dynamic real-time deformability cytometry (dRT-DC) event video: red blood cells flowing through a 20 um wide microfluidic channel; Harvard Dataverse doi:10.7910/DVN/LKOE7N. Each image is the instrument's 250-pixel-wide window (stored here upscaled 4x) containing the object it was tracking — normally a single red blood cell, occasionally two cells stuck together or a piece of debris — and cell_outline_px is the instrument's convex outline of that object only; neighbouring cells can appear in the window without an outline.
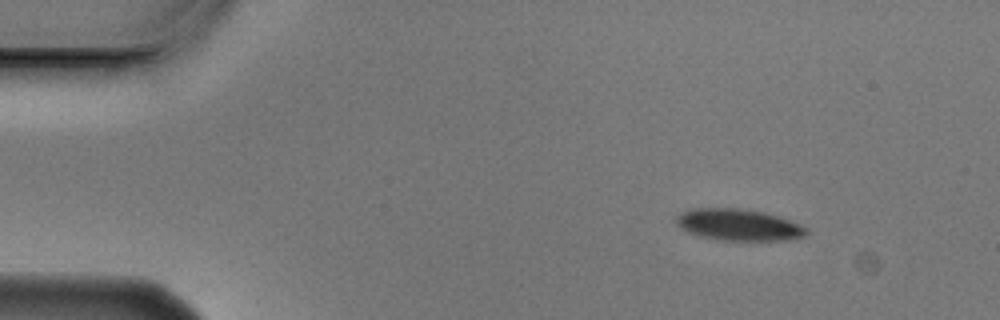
{"species": "Egyptian fruit bat (a non-hibernating species)", "species_latin": "Rousettus aegyptiacus", "temperature_condition": "cold", "stored_images_in_passage": 4, "camera_frame_rate_fps": 3000, "um_per_image_px": 0.085, "animal": {"sex": "male"}, "frame": {"image": 1, "passage_image": 1, "time_ms": 0.0, "image_size_px": [1000, 320], "cell_outline_px": [[808, 232], [804, 236], [788, 240], [720, 240], [688, 232], [680, 228], [676, 224], [676, 216], [680, 212], [692, 208], [736, 208], [764, 212], [780, 216], [800, 224], [808, 228]], "centroid_in_image_um": [62.79, 19.1], "position_along_channel_um": 22.2, "area_um2": 23.99}}
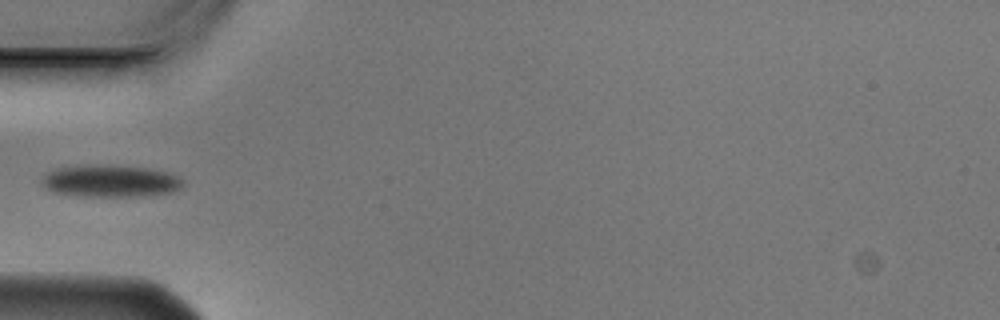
{"frame": {"image": 2, "passage_image": 4, "time_ms": 1.0, "image_size_px": [1000, 320], "cell_outline_px": [[184, 184], [180, 188], [172, 192], [144, 196], [76, 196], [52, 192], [40, 184], [40, 180], [48, 172], [60, 168], [88, 164], [108, 164], [144, 168], [168, 172], [184, 180]], "centroid_in_image_um": [9.36, 15.39], "position_along_channel_um": 75.6, "area_um2": 26.65}}